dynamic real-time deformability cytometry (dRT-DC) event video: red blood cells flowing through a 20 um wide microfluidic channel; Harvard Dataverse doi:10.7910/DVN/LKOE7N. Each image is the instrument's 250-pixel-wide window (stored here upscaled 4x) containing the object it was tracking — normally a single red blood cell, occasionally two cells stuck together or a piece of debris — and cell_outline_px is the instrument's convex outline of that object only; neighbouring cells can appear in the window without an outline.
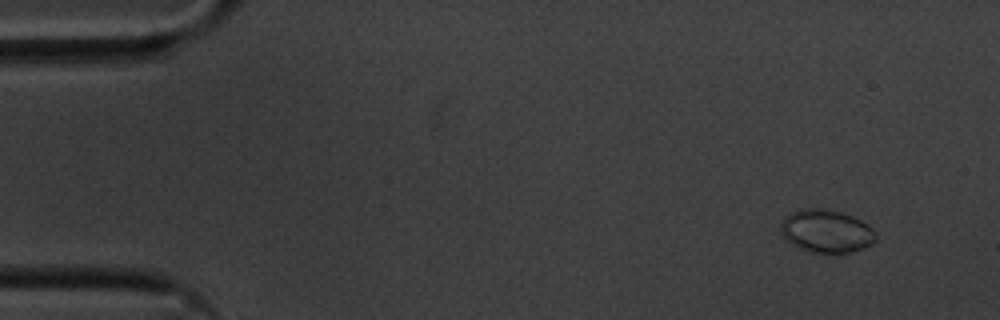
{"species": "common noctule bat (a hibernating species)", "species_latin": "Nyctalus noctula", "temperature_condition": "cold", "stored_images_in_passage": 56, "camera_frame_rate_fps": 3000, "um_per_image_px": 0.085, "animal": {"sex": "male", "body_mass_g": 20.1, "forearm_length_mm": 53.5}, "frame": {"image": 1, "passage_image": 4, "time_ms": 1.0, "image_size_px": [1000, 320], "cell_outline_px": [[876, 240], [864, 248], [848, 252], [824, 256], [808, 252], [792, 244], [780, 232], [780, 224], [792, 212], [800, 208], [820, 208], [840, 212], [852, 216], [868, 224], [876, 232]], "centroid_in_image_um": [70.25, 19.68], "position_along_channel_um": 14.8, "area_um2": 24.16}}
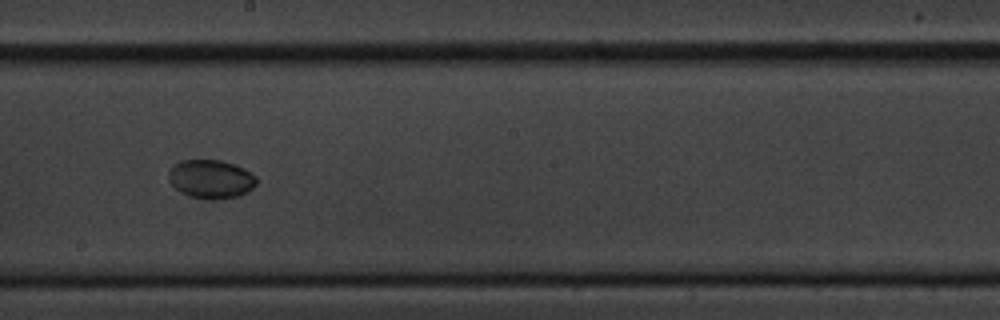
{"frame": {"image": 2, "passage_image": 31, "time_ms": 10.0, "image_size_px": [1000, 320], "cell_outline_px": [[256, 184], [248, 192], [240, 196], [212, 200], [192, 196], [180, 192], [168, 180], [168, 172], [172, 164], [180, 160], [220, 160], [244, 168], [256, 176]], "centroid_in_image_um": [17.91, 15.21], "position_along_channel_um": 230.3, "area_um2": 19.88}}
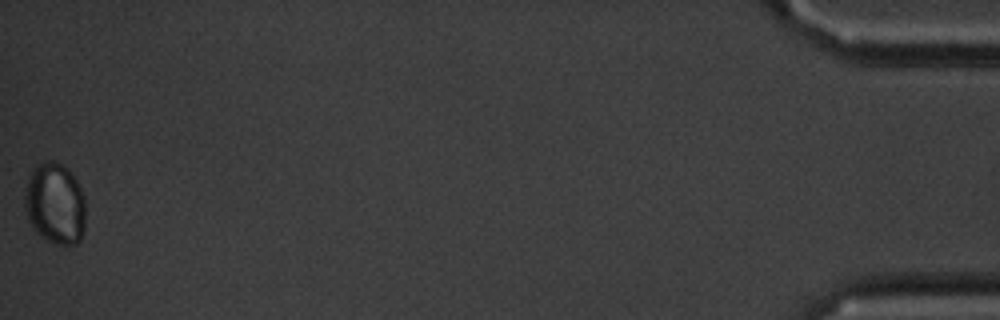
{"frame": {"image": 3, "passage_image": 56, "time_ms": 18.333, "image_size_px": [1000, 320], "cell_outline_px": [[84, 232], [80, 240], [76, 244], [64, 248], [40, 236], [32, 228], [28, 220], [24, 208], [24, 192], [28, 176], [36, 164], [44, 160], [52, 160], [60, 164], [76, 180], [84, 196]], "centroid_in_image_um": [4.65, 17.35], "position_along_channel_um": 430.6, "area_um2": 29.3}, "authors_computed_cell_mechanics": {"area_um2": 21.2415, "velocity_mm_per_s": 3.5424, "shape_relaxation_time_tau1_ms": 3.2279, "shape_relaxation_time_tau2_ms": null, "deformation_change_tau1": 0.086, "deformation_change_tau2": null}}